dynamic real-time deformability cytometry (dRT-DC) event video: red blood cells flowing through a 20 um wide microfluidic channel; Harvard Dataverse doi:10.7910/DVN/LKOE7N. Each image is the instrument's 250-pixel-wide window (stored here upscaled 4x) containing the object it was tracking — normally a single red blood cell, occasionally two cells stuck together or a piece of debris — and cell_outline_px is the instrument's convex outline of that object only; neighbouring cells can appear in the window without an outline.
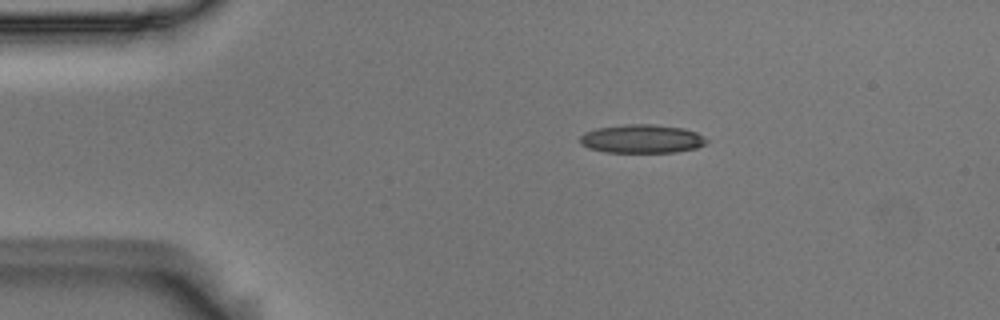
{"species": "Egyptian fruit bat (a non-hibernating species)", "species_latin": "Rousettus aegyptiacus", "temperature_condition": "room temperature", "stored_images_in_passage": 7, "camera_frame_rate_fps": 3000, "um_per_image_px": 0.085, "animal": {"sex": "male"}, "frame": {"image": 1, "passage_image": 1, "time_ms": 0.0, "image_size_px": [1000, 320], "cell_outline_px": [[708, 140], [704, 144], [696, 148], [676, 152], [604, 152], [588, 148], [580, 144], [580, 136], [584, 132], [596, 128], [624, 124], [656, 124], [684, 128], [696, 132], [704, 136]], "centroid_in_image_um": [54.54, 11.79], "position_along_channel_um": 30.5, "area_um2": 21.27}}
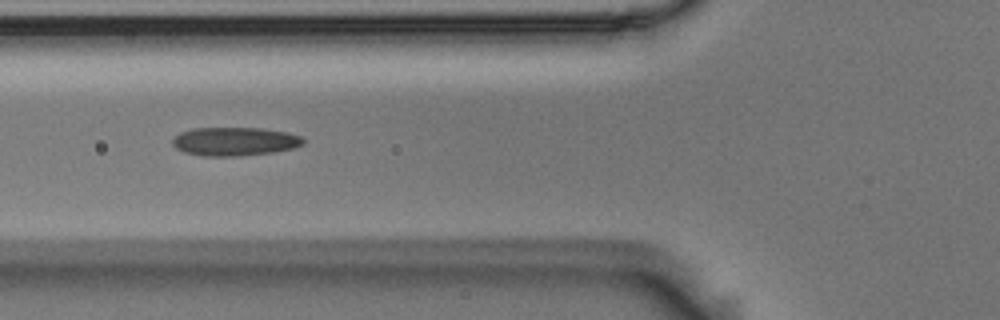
{"frame": {"image": 2, "passage_image": 4, "time_ms": 1.0, "image_size_px": [1000, 320], "cell_outline_px": [[304, 144], [296, 148], [272, 152], [240, 156], [200, 156], [184, 152], [176, 148], [172, 144], [172, 140], [180, 132], [192, 128], [260, 128], [288, 132], [300, 136], [304, 140]], "centroid_in_image_um": [19.95, 12.02], "position_along_channel_um": 105.8, "area_um2": 21.91}}
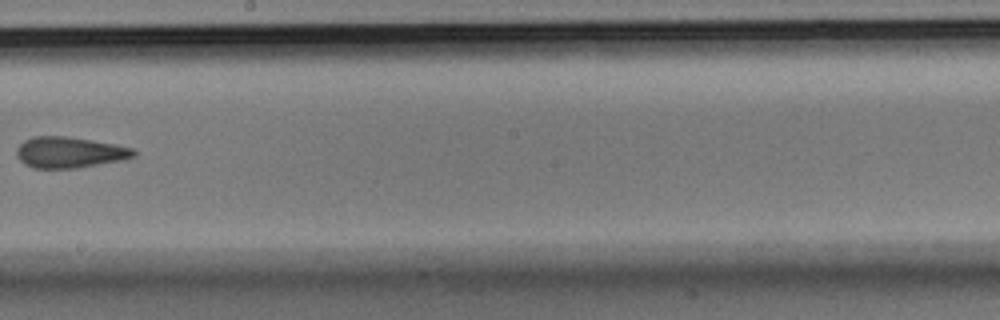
{"frame": {"image": 3, "passage_image": 7, "time_ms": 2.0, "image_size_px": [1000, 320], "cell_outline_px": [[136, 156], [124, 160], [76, 168], [32, 168], [24, 164], [16, 156], [16, 148], [24, 140], [32, 136], [64, 136], [92, 140], [116, 144], [132, 148], [136, 152]], "centroid_in_image_um": [5.9, 12.95], "position_along_channel_um": 242.3, "area_um2": 21.33}}